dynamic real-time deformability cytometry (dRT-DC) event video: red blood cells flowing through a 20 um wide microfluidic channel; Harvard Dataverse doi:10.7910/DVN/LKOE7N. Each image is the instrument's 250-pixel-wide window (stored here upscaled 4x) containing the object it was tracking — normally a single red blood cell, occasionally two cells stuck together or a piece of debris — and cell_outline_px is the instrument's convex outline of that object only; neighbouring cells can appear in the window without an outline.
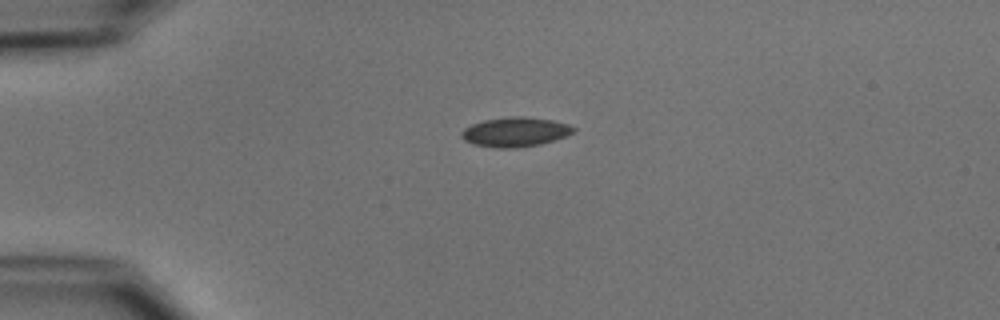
{"species": "common noctule bat (a hibernating species)", "species_latin": "Nyctalus noctula", "temperature_condition": "cold", "stored_images_in_passage": 41, "camera_frame_rate_fps": 3000, "um_per_image_px": 0.085, "animal": {"sex": "male", "body_mass_g": 15.6}, "frame": {"image": 1, "passage_image": 1, "time_ms": 0.0, "image_size_px": [1000, 320], "cell_outline_px": [[576, 128], [572, 132], [564, 136], [540, 144], [516, 148], [496, 148], [472, 144], [464, 140], [460, 136], [460, 132], [464, 128], [472, 124], [484, 120], [508, 116], [524, 116], [552, 120], [568, 124]], "centroid_in_image_um": [43.73, 11.21], "position_along_channel_um": 41.3, "area_um2": 19.25}}
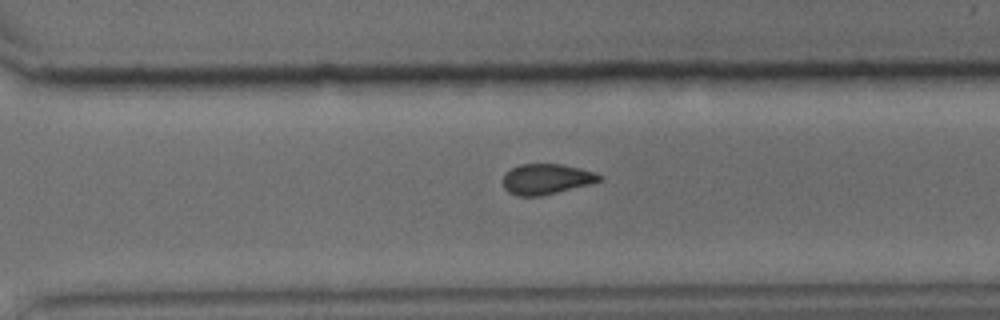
{"frame": {"image": 2, "passage_image": 26, "time_ms": 8.333, "image_size_px": [1000, 320], "cell_outline_px": [[600, 180], [588, 184], [540, 196], [516, 196], [508, 192], [504, 188], [504, 172], [520, 164], [560, 164], [580, 168], [596, 172], [600, 176]], "centroid_in_image_um": [46.39, 15.21], "position_along_channel_um": 324.2, "area_um2": 16.88}}
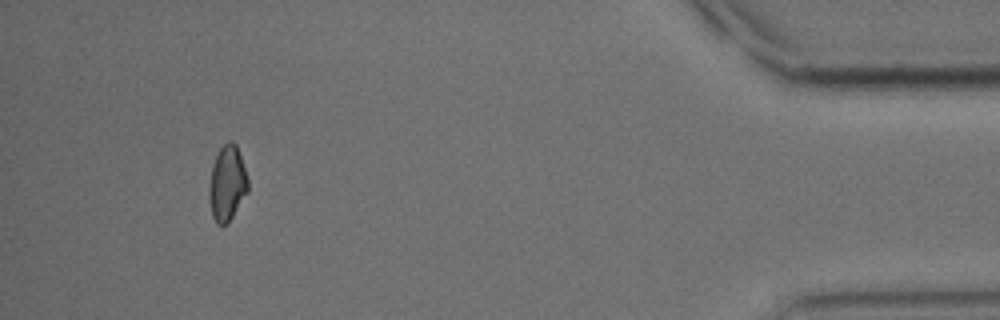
{"frame": {"image": 3, "passage_image": 38, "time_ms": 12.333, "image_size_px": [1000, 320], "cell_outline_px": [[248, 192], [228, 224], [216, 224], [212, 216], [208, 196], [208, 192], [212, 168], [216, 156], [220, 148], [228, 140], [232, 140], [236, 144], [248, 180]], "centroid_in_image_um": [19.31, 15.61], "position_along_channel_um": 415.9, "area_um2": 16.99}, "authors_computed_cell_mechanics": {"area_um2": 17.8602, "velocity_mm_per_s": 3.7577, "shape_relaxation_time_tau1_ms": 5.7191, "shape_relaxation_time_tau2_ms": 6.5592, "deformation_change_tau1": 0.1016, "deformation_change_tau2": 0.1065}}